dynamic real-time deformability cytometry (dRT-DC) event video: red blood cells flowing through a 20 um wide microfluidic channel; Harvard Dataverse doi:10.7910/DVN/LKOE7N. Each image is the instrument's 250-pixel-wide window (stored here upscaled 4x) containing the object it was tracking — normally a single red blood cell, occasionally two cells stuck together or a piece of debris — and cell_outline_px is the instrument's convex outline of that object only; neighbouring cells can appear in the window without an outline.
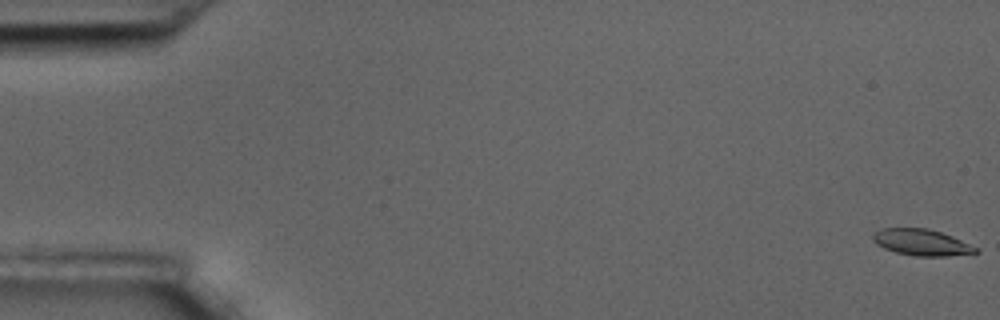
{"species": "common noctule bat (a hibernating species)", "species_latin": "Nyctalus noctula", "temperature_condition": "room temperature", "stored_images_in_passage": 58, "camera_frame_rate_fps": 3000, "um_per_image_px": 0.085, "animal": {"sex": "male", "body_mass_g": 17.5, "forearm_length_mm": 52.3}, "frame": {"image": 1, "passage_image": 1, "time_ms": 0.0, "image_size_px": [1000, 320], "cell_outline_px": [[980, 252], [948, 256], [916, 256], [896, 252], [884, 248], [876, 244], [872, 240], [872, 232], [880, 228], [928, 228], [952, 236], [980, 248]], "centroid_in_image_um": [78.33, 20.6], "position_along_channel_um": 6.7, "area_um2": 15.95}}
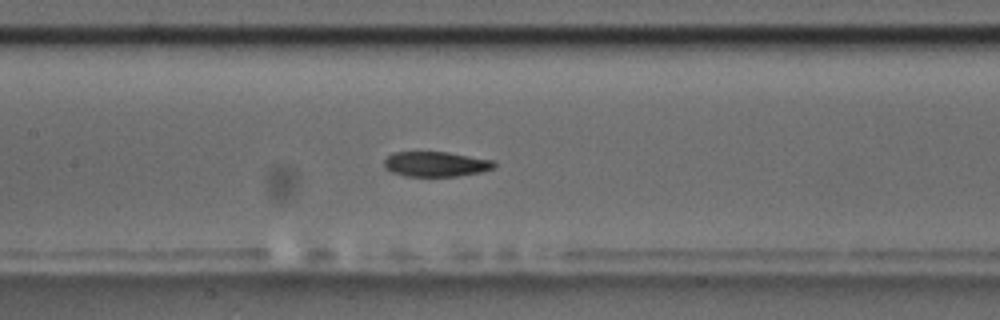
{"frame": {"image": 2, "passage_image": 28, "time_ms": 9.0, "image_size_px": [1000, 320], "cell_outline_px": [[496, 164], [492, 168], [484, 172], [456, 176], [404, 176], [392, 172], [384, 168], [384, 160], [392, 152], [448, 152], [496, 160]], "centroid_in_image_um": [37.07, 13.94], "position_along_channel_um": 170.3, "area_um2": 16.24}}
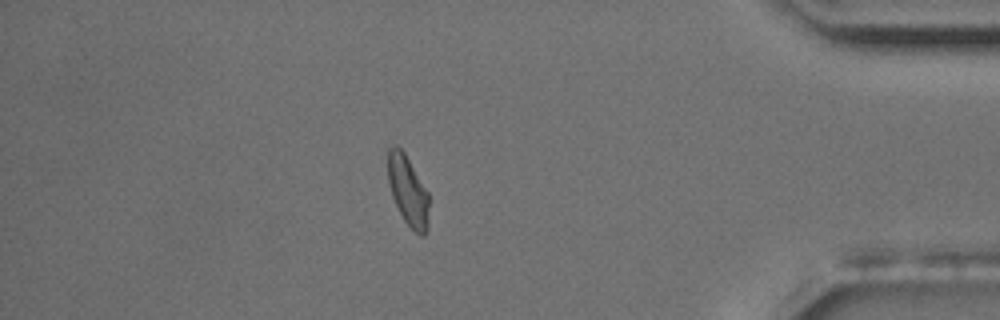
{"frame": {"image": 3, "passage_image": 51, "time_ms": 16.667, "image_size_px": [1000, 320], "cell_outline_px": [[428, 228], [424, 236], [420, 236], [404, 220], [392, 196], [388, 184], [388, 148], [392, 144], [396, 144], [404, 152], [428, 192]], "centroid_in_image_um": [34.66, 16.19], "position_along_channel_um": 400.5, "area_um2": 16.65}, "authors_computed_cell_mechanics": {"area_um2": 16.9065, "velocity_mm_per_s": 3.5041, "shape_relaxation_time_tau1_ms": 7.0193, "shape_relaxation_time_tau2_ms": 4.2229, "deformation_change_tau1": 0.1778, "deformation_change_tau2": 0.0879}}